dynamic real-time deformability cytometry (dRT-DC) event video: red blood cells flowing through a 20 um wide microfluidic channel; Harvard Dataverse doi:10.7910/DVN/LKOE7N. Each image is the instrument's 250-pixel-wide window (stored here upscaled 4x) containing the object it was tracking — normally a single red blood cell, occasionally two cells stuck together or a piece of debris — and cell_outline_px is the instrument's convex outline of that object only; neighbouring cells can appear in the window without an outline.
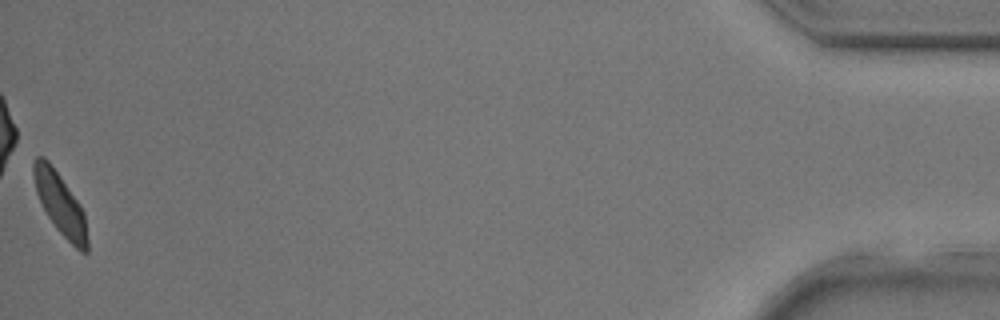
{"species": "common noctule bat (a hibernating species)", "species_latin": "Nyctalus noctula", "temperature_condition": "room temperature", "stored_images_in_passage": 37, "camera_frame_rate_fps": 3000, "um_per_image_px": 0.085, "animal": {"sex": "male", "body_mass_g": 17.9, "forearm_length_mm": 54.2}, "frame": {"image": 1, "passage_image": 37, "time_ms": 12.0, "image_size_px": [1000, 320], "cell_outline_px": [[88, 252], [80, 252], [56, 228], [48, 216], [36, 192], [32, 172], [32, 164], [36, 156], [44, 156], [48, 160], [60, 176], [80, 204], [84, 212], [88, 240]], "centroid_in_image_um": [5.11, 17.31], "position_along_channel_um": 430.1, "area_um2": 19.19}}